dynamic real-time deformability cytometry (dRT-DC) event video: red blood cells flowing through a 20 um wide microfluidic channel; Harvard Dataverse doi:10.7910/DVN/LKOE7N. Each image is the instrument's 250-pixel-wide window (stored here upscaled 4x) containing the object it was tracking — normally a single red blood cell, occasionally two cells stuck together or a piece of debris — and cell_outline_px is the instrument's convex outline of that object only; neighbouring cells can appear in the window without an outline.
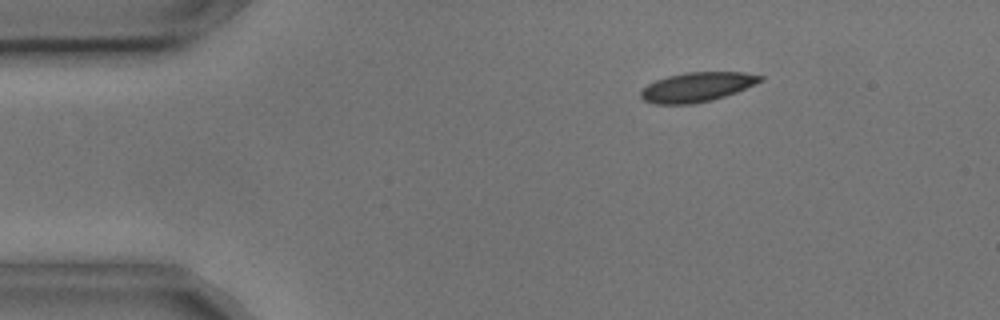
{"species": "common noctule bat (a hibernating species)", "species_latin": "Nyctalus noctula", "temperature_condition": "cold", "stored_images_in_passage": 4, "camera_frame_rate_fps": 3000, "um_per_image_px": 0.085, "animal": {"sex": "male", "body_mass_g": 17.9, "forearm_length_mm": 54.2}, "frame": {"image": 1, "passage_image": 2, "time_ms": 0.333, "image_size_px": [1000, 320], "cell_outline_px": [[764, 80], [736, 92], [712, 100], [692, 104], [656, 104], [644, 100], [640, 96], [640, 92], [648, 84], [656, 80], [668, 76], [684, 72], [744, 72], [764, 76]], "centroid_in_image_um": [59.25, 7.39], "position_along_channel_um": 25.7, "area_um2": 20.46}}